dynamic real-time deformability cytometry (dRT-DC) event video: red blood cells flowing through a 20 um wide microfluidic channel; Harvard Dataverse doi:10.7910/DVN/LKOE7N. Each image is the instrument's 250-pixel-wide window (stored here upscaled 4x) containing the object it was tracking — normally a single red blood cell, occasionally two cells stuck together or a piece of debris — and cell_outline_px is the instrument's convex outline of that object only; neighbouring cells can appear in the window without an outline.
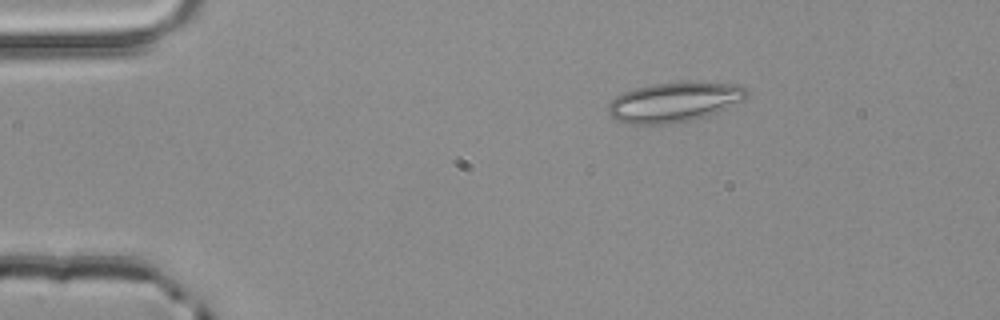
{"species": "common noctule bat (a hibernating species)", "species_latin": "Nyctalus noctula", "temperature_condition": "room temperature", "stored_images_in_passage": 2, "camera_frame_rate_fps": 3000, "um_per_image_px": 0.085, "animal": {"sex": "male", "body_mass_g": 20.4}, "frame": {"image": 1, "passage_image": 1, "time_ms": 0.0, "image_size_px": [1000, 320], "cell_outline_px": [[748, 96], [744, 100], [720, 112], [708, 116], [692, 120], [668, 124], [624, 124], [616, 120], [608, 112], [608, 104], [616, 96], [624, 92], [636, 88], [652, 84], [740, 84], [748, 92]], "centroid_in_image_um": [57.3, 8.73], "position_along_channel_um": 27.7, "area_um2": 31.62}}